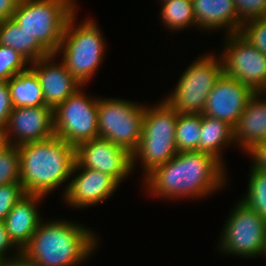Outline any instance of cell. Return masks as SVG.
I'll return each instance as SVG.
<instances>
[{
	"label": "cell",
	"mask_w": 266,
	"mask_h": 266,
	"mask_svg": "<svg viewBox=\"0 0 266 266\" xmlns=\"http://www.w3.org/2000/svg\"><path fill=\"white\" fill-rule=\"evenodd\" d=\"M43 199L41 195L26 194L3 220L10 240L20 251L29 244L42 221L38 208Z\"/></svg>",
	"instance_id": "e0dca14e"
},
{
	"label": "cell",
	"mask_w": 266,
	"mask_h": 266,
	"mask_svg": "<svg viewBox=\"0 0 266 266\" xmlns=\"http://www.w3.org/2000/svg\"><path fill=\"white\" fill-rule=\"evenodd\" d=\"M2 22H3V19L0 18V28H1V24H2Z\"/></svg>",
	"instance_id": "ab89813d"
},
{
	"label": "cell",
	"mask_w": 266,
	"mask_h": 266,
	"mask_svg": "<svg viewBox=\"0 0 266 266\" xmlns=\"http://www.w3.org/2000/svg\"><path fill=\"white\" fill-rule=\"evenodd\" d=\"M7 266H34L26 262L22 257L7 263Z\"/></svg>",
	"instance_id": "e575fe53"
},
{
	"label": "cell",
	"mask_w": 266,
	"mask_h": 266,
	"mask_svg": "<svg viewBox=\"0 0 266 266\" xmlns=\"http://www.w3.org/2000/svg\"><path fill=\"white\" fill-rule=\"evenodd\" d=\"M5 264L0 260V266H4Z\"/></svg>",
	"instance_id": "f35d334b"
},
{
	"label": "cell",
	"mask_w": 266,
	"mask_h": 266,
	"mask_svg": "<svg viewBox=\"0 0 266 266\" xmlns=\"http://www.w3.org/2000/svg\"><path fill=\"white\" fill-rule=\"evenodd\" d=\"M7 83L13 108L45 106L39 79L30 67L13 76Z\"/></svg>",
	"instance_id": "7402d4cb"
},
{
	"label": "cell",
	"mask_w": 266,
	"mask_h": 266,
	"mask_svg": "<svg viewBox=\"0 0 266 266\" xmlns=\"http://www.w3.org/2000/svg\"><path fill=\"white\" fill-rule=\"evenodd\" d=\"M266 257V247H265V251H264V255H263V258Z\"/></svg>",
	"instance_id": "74e56055"
},
{
	"label": "cell",
	"mask_w": 266,
	"mask_h": 266,
	"mask_svg": "<svg viewBox=\"0 0 266 266\" xmlns=\"http://www.w3.org/2000/svg\"><path fill=\"white\" fill-rule=\"evenodd\" d=\"M76 164L111 176L119 185L133 174L132 154L103 138H95L75 147Z\"/></svg>",
	"instance_id": "7c38bea8"
},
{
	"label": "cell",
	"mask_w": 266,
	"mask_h": 266,
	"mask_svg": "<svg viewBox=\"0 0 266 266\" xmlns=\"http://www.w3.org/2000/svg\"><path fill=\"white\" fill-rule=\"evenodd\" d=\"M178 114L164 99L157 105L145 106L142 136L131 153L133 170L136 161H141L145 177L178 153L175 142Z\"/></svg>",
	"instance_id": "5b68a950"
},
{
	"label": "cell",
	"mask_w": 266,
	"mask_h": 266,
	"mask_svg": "<svg viewBox=\"0 0 266 266\" xmlns=\"http://www.w3.org/2000/svg\"><path fill=\"white\" fill-rule=\"evenodd\" d=\"M184 71L175 89L163 99L178 113L202 114L207 97L224 73L221 56L203 54Z\"/></svg>",
	"instance_id": "52a82bcc"
},
{
	"label": "cell",
	"mask_w": 266,
	"mask_h": 266,
	"mask_svg": "<svg viewBox=\"0 0 266 266\" xmlns=\"http://www.w3.org/2000/svg\"><path fill=\"white\" fill-rule=\"evenodd\" d=\"M76 17L77 10L66 23L62 42L55 55L58 57L61 54V61L67 70L85 87L103 64L106 41L98 23L87 17L77 25Z\"/></svg>",
	"instance_id": "277c9868"
},
{
	"label": "cell",
	"mask_w": 266,
	"mask_h": 266,
	"mask_svg": "<svg viewBox=\"0 0 266 266\" xmlns=\"http://www.w3.org/2000/svg\"><path fill=\"white\" fill-rule=\"evenodd\" d=\"M0 45L11 47L30 64L50 53L13 19L3 20L0 28Z\"/></svg>",
	"instance_id": "ffe728a7"
},
{
	"label": "cell",
	"mask_w": 266,
	"mask_h": 266,
	"mask_svg": "<svg viewBox=\"0 0 266 266\" xmlns=\"http://www.w3.org/2000/svg\"><path fill=\"white\" fill-rule=\"evenodd\" d=\"M247 155L252 158L254 168L266 172V140L256 144L247 152Z\"/></svg>",
	"instance_id": "d6a6232c"
},
{
	"label": "cell",
	"mask_w": 266,
	"mask_h": 266,
	"mask_svg": "<svg viewBox=\"0 0 266 266\" xmlns=\"http://www.w3.org/2000/svg\"><path fill=\"white\" fill-rule=\"evenodd\" d=\"M201 117L199 151L213 155L225 166V161L222 158L223 148H229L231 144L234 146V128L218 118L205 114H201Z\"/></svg>",
	"instance_id": "44dd1931"
},
{
	"label": "cell",
	"mask_w": 266,
	"mask_h": 266,
	"mask_svg": "<svg viewBox=\"0 0 266 266\" xmlns=\"http://www.w3.org/2000/svg\"><path fill=\"white\" fill-rule=\"evenodd\" d=\"M83 88L53 110L55 135L74 147L98 138V96L85 95Z\"/></svg>",
	"instance_id": "30bf717a"
},
{
	"label": "cell",
	"mask_w": 266,
	"mask_h": 266,
	"mask_svg": "<svg viewBox=\"0 0 266 266\" xmlns=\"http://www.w3.org/2000/svg\"><path fill=\"white\" fill-rule=\"evenodd\" d=\"M224 37L220 54L224 74L259 92L266 85V55L239 32Z\"/></svg>",
	"instance_id": "8fae6325"
},
{
	"label": "cell",
	"mask_w": 266,
	"mask_h": 266,
	"mask_svg": "<svg viewBox=\"0 0 266 266\" xmlns=\"http://www.w3.org/2000/svg\"><path fill=\"white\" fill-rule=\"evenodd\" d=\"M239 33L266 55V17L243 23Z\"/></svg>",
	"instance_id": "83f0119b"
},
{
	"label": "cell",
	"mask_w": 266,
	"mask_h": 266,
	"mask_svg": "<svg viewBox=\"0 0 266 266\" xmlns=\"http://www.w3.org/2000/svg\"><path fill=\"white\" fill-rule=\"evenodd\" d=\"M55 58L50 54L29 66L39 79L45 106L53 110L83 87L62 61L55 63Z\"/></svg>",
	"instance_id": "2e32d148"
},
{
	"label": "cell",
	"mask_w": 266,
	"mask_h": 266,
	"mask_svg": "<svg viewBox=\"0 0 266 266\" xmlns=\"http://www.w3.org/2000/svg\"><path fill=\"white\" fill-rule=\"evenodd\" d=\"M254 93L245 84L223 73L207 97L202 114L223 120L234 128Z\"/></svg>",
	"instance_id": "9a60e30c"
},
{
	"label": "cell",
	"mask_w": 266,
	"mask_h": 266,
	"mask_svg": "<svg viewBox=\"0 0 266 266\" xmlns=\"http://www.w3.org/2000/svg\"><path fill=\"white\" fill-rule=\"evenodd\" d=\"M259 94L266 100V85L259 91Z\"/></svg>",
	"instance_id": "d590c367"
},
{
	"label": "cell",
	"mask_w": 266,
	"mask_h": 266,
	"mask_svg": "<svg viewBox=\"0 0 266 266\" xmlns=\"http://www.w3.org/2000/svg\"><path fill=\"white\" fill-rule=\"evenodd\" d=\"M161 2L160 17L163 26L171 31L196 27L192 0H164Z\"/></svg>",
	"instance_id": "603a6c76"
},
{
	"label": "cell",
	"mask_w": 266,
	"mask_h": 266,
	"mask_svg": "<svg viewBox=\"0 0 266 266\" xmlns=\"http://www.w3.org/2000/svg\"><path fill=\"white\" fill-rule=\"evenodd\" d=\"M18 146L6 144L0 148V186L20 182Z\"/></svg>",
	"instance_id": "484cf974"
},
{
	"label": "cell",
	"mask_w": 266,
	"mask_h": 266,
	"mask_svg": "<svg viewBox=\"0 0 266 266\" xmlns=\"http://www.w3.org/2000/svg\"><path fill=\"white\" fill-rule=\"evenodd\" d=\"M29 66L30 63L17 51L0 45V82L9 81L13 76L27 70Z\"/></svg>",
	"instance_id": "4316f807"
},
{
	"label": "cell",
	"mask_w": 266,
	"mask_h": 266,
	"mask_svg": "<svg viewBox=\"0 0 266 266\" xmlns=\"http://www.w3.org/2000/svg\"><path fill=\"white\" fill-rule=\"evenodd\" d=\"M196 27L199 30L223 29L225 35L240 32L239 20L233 0H192ZM225 29V30H224Z\"/></svg>",
	"instance_id": "ac0fdd59"
},
{
	"label": "cell",
	"mask_w": 266,
	"mask_h": 266,
	"mask_svg": "<svg viewBox=\"0 0 266 266\" xmlns=\"http://www.w3.org/2000/svg\"><path fill=\"white\" fill-rule=\"evenodd\" d=\"M13 110L10 89L7 82H0V131L6 127Z\"/></svg>",
	"instance_id": "1f68e13d"
},
{
	"label": "cell",
	"mask_w": 266,
	"mask_h": 266,
	"mask_svg": "<svg viewBox=\"0 0 266 266\" xmlns=\"http://www.w3.org/2000/svg\"><path fill=\"white\" fill-rule=\"evenodd\" d=\"M225 166L213 155L200 152H178L165 164L143 178L144 190L169 200L200 199L222 189L227 182Z\"/></svg>",
	"instance_id": "6da1fadb"
},
{
	"label": "cell",
	"mask_w": 266,
	"mask_h": 266,
	"mask_svg": "<svg viewBox=\"0 0 266 266\" xmlns=\"http://www.w3.org/2000/svg\"><path fill=\"white\" fill-rule=\"evenodd\" d=\"M145 104L98 97V137L132 153L142 136Z\"/></svg>",
	"instance_id": "9c48e42d"
},
{
	"label": "cell",
	"mask_w": 266,
	"mask_h": 266,
	"mask_svg": "<svg viewBox=\"0 0 266 266\" xmlns=\"http://www.w3.org/2000/svg\"><path fill=\"white\" fill-rule=\"evenodd\" d=\"M77 8L75 0H20L12 18L50 54H55L66 23Z\"/></svg>",
	"instance_id": "8992f818"
},
{
	"label": "cell",
	"mask_w": 266,
	"mask_h": 266,
	"mask_svg": "<svg viewBox=\"0 0 266 266\" xmlns=\"http://www.w3.org/2000/svg\"><path fill=\"white\" fill-rule=\"evenodd\" d=\"M20 154V183L26 194L46 197L66 186L76 162L75 147L54 135L48 139L18 146Z\"/></svg>",
	"instance_id": "3957f363"
},
{
	"label": "cell",
	"mask_w": 266,
	"mask_h": 266,
	"mask_svg": "<svg viewBox=\"0 0 266 266\" xmlns=\"http://www.w3.org/2000/svg\"><path fill=\"white\" fill-rule=\"evenodd\" d=\"M201 114L179 113L175 129L178 152L199 151Z\"/></svg>",
	"instance_id": "cb8c5ba5"
},
{
	"label": "cell",
	"mask_w": 266,
	"mask_h": 266,
	"mask_svg": "<svg viewBox=\"0 0 266 266\" xmlns=\"http://www.w3.org/2000/svg\"><path fill=\"white\" fill-rule=\"evenodd\" d=\"M14 248V250H13ZM10 250V251H9ZM14 251V256H8L11 251ZM7 255V256H6ZM11 257V258H10ZM21 257V251L13 244L10 240L8 232L6 231L5 224L3 221H0V260L7 264L13 260H16Z\"/></svg>",
	"instance_id": "4dcf8cb0"
},
{
	"label": "cell",
	"mask_w": 266,
	"mask_h": 266,
	"mask_svg": "<svg viewBox=\"0 0 266 266\" xmlns=\"http://www.w3.org/2000/svg\"><path fill=\"white\" fill-rule=\"evenodd\" d=\"M243 24L247 21L266 17V0H233Z\"/></svg>",
	"instance_id": "f546056e"
},
{
	"label": "cell",
	"mask_w": 266,
	"mask_h": 266,
	"mask_svg": "<svg viewBox=\"0 0 266 266\" xmlns=\"http://www.w3.org/2000/svg\"><path fill=\"white\" fill-rule=\"evenodd\" d=\"M3 136L6 144H22L48 139L55 135L53 109L48 106L15 107Z\"/></svg>",
	"instance_id": "4fadbf2b"
},
{
	"label": "cell",
	"mask_w": 266,
	"mask_h": 266,
	"mask_svg": "<svg viewBox=\"0 0 266 266\" xmlns=\"http://www.w3.org/2000/svg\"><path fill=\"white\" fill-rule=\"evenodd\" d=\"M248 188L240 200L266 219V172L251 165Z\"/></svg>",
	"instance_id": "d4e9b609"
},
{
	"label": "cell",
	"mask_w": 266,
	"mask_h": 266,
	"mask_svg": "<svg viewBox=\"0 0 266 266\" xmlns=\"http://www.w3.org/2000/svg\"><path fill=\"white\" fill-rule=\"evenodd\" d=\"M70 178L63 200L74 209L96 206L114 195L120 187L111 176L91 168L80 167L76 163Z\"/></svg>",
	"instance_id": "5bb4252c"
},
{
	"label": "cell",
	"mask_w": 266,
	"mask_h": 266,
	"mask_svg": "<svg viewBox=\"0 0 266 266\" xmlns=\"http://www.w3.org/2000/svg\"><path fill=\"white\" fill-rule=\"evenodd\" d=\"M25 195L20 182L0 186V221L5 219L14 205Z\"/></svg>",
	"instance_id": "f1b7e54d"
},
{
	"label": "cell",
	"mask_w": 266,
	"mask_h": 266,
	"mask_svg": "<svg viewBox=\"0 0 266 266\" xmlns=\"http://www.w3.org/2000/svg\"><path fill=\"white\" fill-rule=\"evenodd\" d=\"M266 140V100L254 93L234 127L235 147L245 154L259 142Z\"/></svg>",
	"instance_id": "d6986e66"
},
{
	"label": "cell",
	"mask_w": 266,
	"mask_h": 266,
	"mask_svg": "<svg viewBox=\"0 0 266 266\" xmlns=\"http://www.w3.org/2000/svg\"><path fill=\"white\" fill-rule=\"evenodd\" d=\"M230 212L219 236V250L225 255L258 258L266 247V219L240 199Z\"/></svg>",
	"instance_id": "ba28073f"
},
{
	"label": "cell",
	"mask_w": 266,
	"mask_h": 266,
	"mask_svg": "<svg viewBox=\"0 0 266 266\" xmlns=\"http://www.w3.org/2000/svg\"><path fill=\"white\" fill-rule=\"evenodd\" d=\"M20 0H0V18L3 20L12 18Z\"/></svg>",
	"instance_id": "836d02e7"
},
{
	"label": "cell",
	"mask_w": 266,
	"mask_h": 266,
	"mask_svg": "<svg viewBox=\"0 0 266 266\" xmlns=\"http://www.w3.org/2000/svg\"><path fill=\"white\" fill-rule=\"evenodd\" d=\"M71 220L41 221L21 257L34 266H78L99 241L89 227Z\"/></svg>",
	"instance_id": "7a4b0ae2"
},
{
	"label": "cell",
	"mask_w": 266,
	"mask_h": 266,
	"mask_svg": "<svg viewBox=\"0 0 266 266\" xmlns=\"http://www.w3.org/2000/svg\"><path fill=\"white\" fill-rule=\"evenodd\" d=\"M4 143H5V140H4L3 132L0 131V148L3 146Z\"/></svg>",
	"instance_id": "8d00e7d4"
}]
</instances>
